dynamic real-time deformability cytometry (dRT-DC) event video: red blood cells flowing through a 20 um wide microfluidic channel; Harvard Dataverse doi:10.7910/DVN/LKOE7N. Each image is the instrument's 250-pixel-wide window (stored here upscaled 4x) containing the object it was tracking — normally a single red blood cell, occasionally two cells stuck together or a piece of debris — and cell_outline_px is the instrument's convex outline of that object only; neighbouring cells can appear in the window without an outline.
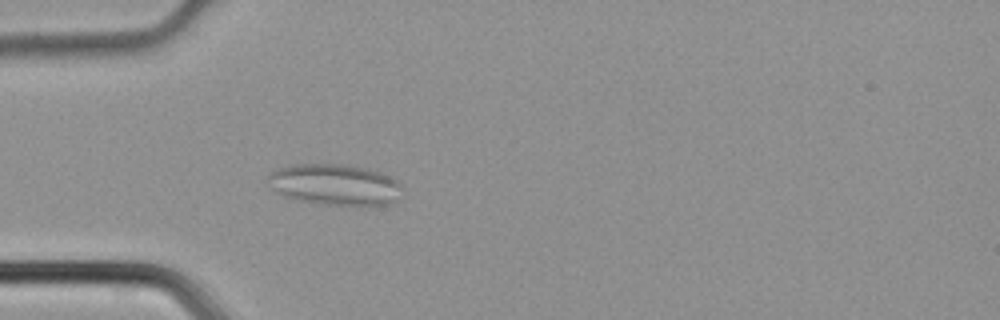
{"species": "common noctule bat (a hibernating species)", "species_latin": "Nyctalus noctula", "temperature_condition": "cold", "stored_images_in_passage": 40, "camera_frame_rate_fps": 3000, "um_per_image_px": 0.085, "animal": {"sex": "male", "body_mass_g": 21.5, "forearm_length_mm": 52.0}, "frame": {"image": 1, "passage_image": 12, "time_ms": 3.667, "image_size_px": [1000, 320], "cell_outline_px": [[404, 188], [396, 200], [388, 204], [376, 208], [356, 208], [316, 204], [296, 200], [284, 196], [276, 192], [264, 180], [272, 172], [280, 168], [292, 164], [348, 164], [380, 172], [396, 180]], "centroid_in_image_um": [28.49, 15.75], "position_along_channel_um": 56.5, "area_um2": 33.47}}
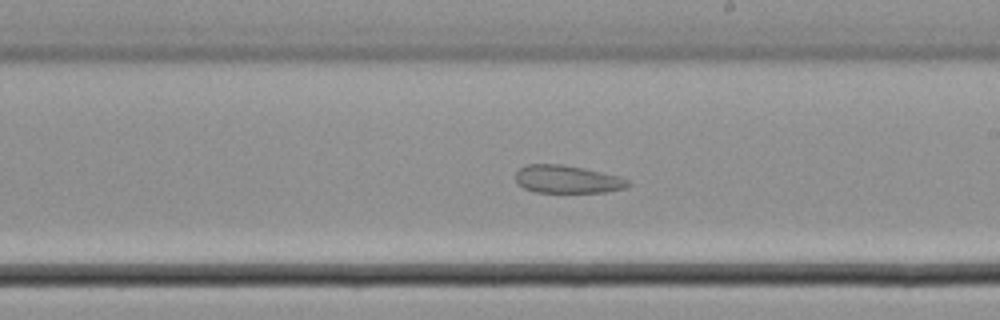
{"frame": {"image": 2, "passage_image": 25, "time_ms": 8.0, "image_size_px": [1000, 320], "cell_outline_px": [[632, 184], [628, 188], [604, 192], [536, 192], [524, 188], [516, 184], [516, 172], [524, 164], [564, 164], [584, 168], [620, 176], [628, 180]], "centroid_in_image_um": [48.23, 15.23], "position_along_channel_um": 240.8, "area_um2": 18.5}}
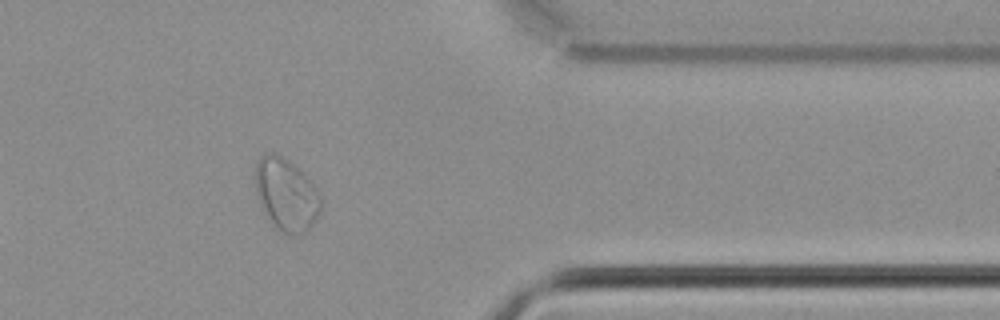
{"frame": {"image": 3, "passage_image": 36, "time_ms": 11.667, "image_size_px": [1000, 320], "cell_outline_px": [[324, 208], [316, 220], [300, 236], [292, 236], [280, 232], [276, 228], [264, 212], [256, 192], [252, 176], [256, 160], [264, 152], [272, 152], [280, 156], [292, 164], [320, 192]], "centroid_in_image_um": [24.31, 16.55], "position_along_channel_um": 387.1, "area_um2": 28.15}}